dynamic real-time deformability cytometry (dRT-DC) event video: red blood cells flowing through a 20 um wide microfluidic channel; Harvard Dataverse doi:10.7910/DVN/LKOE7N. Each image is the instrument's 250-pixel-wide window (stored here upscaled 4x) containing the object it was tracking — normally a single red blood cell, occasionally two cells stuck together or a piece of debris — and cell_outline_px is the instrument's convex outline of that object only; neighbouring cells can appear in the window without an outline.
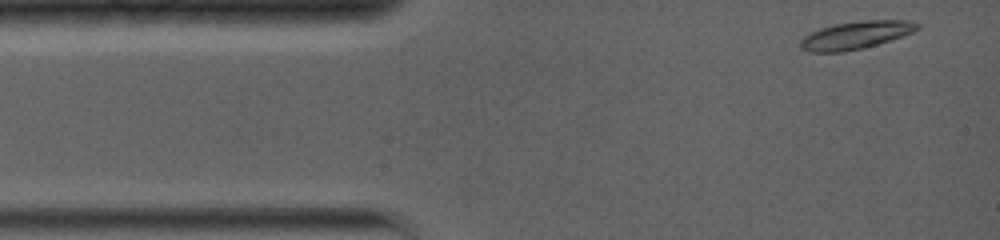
{"species": "common noctule bat (a hibernating species)", "species_latin": "Nyctalus noctula", "temperature_condition": "warm", "stored_images_in_passage": 4, "segment_of_instrument_passage": [1, 2], "camera_frame_rate_fps": 5000, "um_per_image_px": 0.085, "animal": {"sex": "female", "body_mass_g": 19.0, "forearm_length_mm": 56.7}, "frame": {"image": 1, "passage_image": 1, "time_ms": 0.0, "image_size_px": [1000, 240], "cell_outline_px": [[920, 28], [912, 32], [864, 48], [844, 52], [812, 52], [800, 48], [800, 40], [804, 36], [820, 28], [836, 24], [864, 20], [908, 20], [920, 24]], "centroid_in_image_um": [72.72, 2.99], "position_along_channel_um": 12.3, "area_um2": 18.67}}